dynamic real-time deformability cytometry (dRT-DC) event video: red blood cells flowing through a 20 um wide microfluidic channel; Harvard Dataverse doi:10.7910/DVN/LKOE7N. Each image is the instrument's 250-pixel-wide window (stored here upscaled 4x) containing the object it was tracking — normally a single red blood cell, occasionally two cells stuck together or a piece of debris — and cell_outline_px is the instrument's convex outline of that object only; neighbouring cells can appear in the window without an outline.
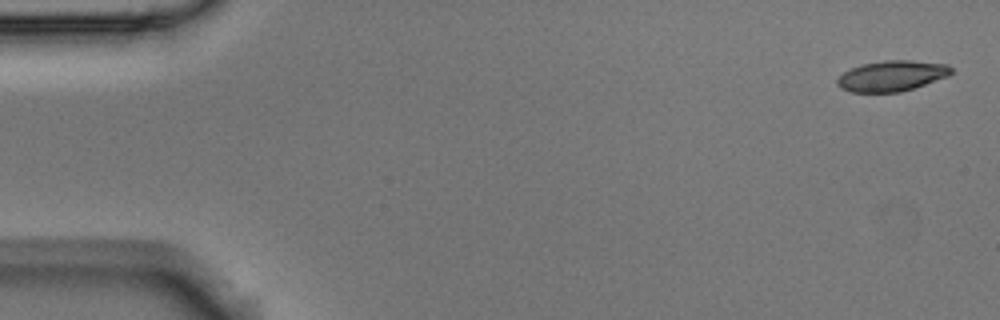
{"species": "Egyptian fruit bat (a non-hibernating species)", "species_latin": "Rousettus aegyptiacus", "temperature_condition": "room temperature", "stored_images_in_passage": 5, "segment_of_instrument_passage": [1, 2], "camera_frame_rate_fps": 3000, "um_per_image_px": 0.085, "animal": {"sex": "male"}, "frame": {"image": 1, "passage_image": 1, "time_ms": 0.0, "image_size_px": [1000, 320], "cell_outline_px": [[952, 72], [948, 76], [900, 92], [852, 92], [840, 88], [836, 84], [836, 80], [844, 72], [860, 64], [884, 60], [912, 60], [948, 64], [952, 68]], "centroid_in_image_um": [75.79, 6.44], "position_along_channel_um": 9.2, "area_um2": 20.29}}
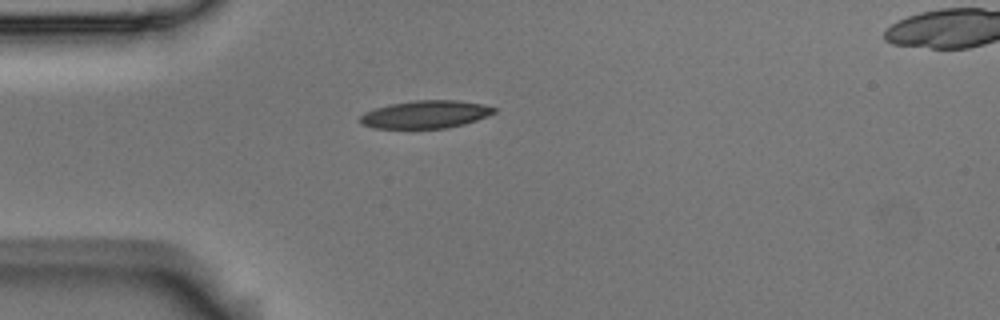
{"frame": {"image": 2, "passage_image": 4, "time_ms": 1.0, "image_size_px": [1000, 320], "cell_outline_px": [[496, 112], [476, 120], [464, 124], [448, 128], [376, 128], [360, 124], [360, 116], [364, 112], [388, 104], [416, 100], [456, 100], [480, 104], [496, 108]], "centroid_in_image_um": [36.14, 9.72], "position_along_channel_um": 48.9, "area_um2": 21.56}}